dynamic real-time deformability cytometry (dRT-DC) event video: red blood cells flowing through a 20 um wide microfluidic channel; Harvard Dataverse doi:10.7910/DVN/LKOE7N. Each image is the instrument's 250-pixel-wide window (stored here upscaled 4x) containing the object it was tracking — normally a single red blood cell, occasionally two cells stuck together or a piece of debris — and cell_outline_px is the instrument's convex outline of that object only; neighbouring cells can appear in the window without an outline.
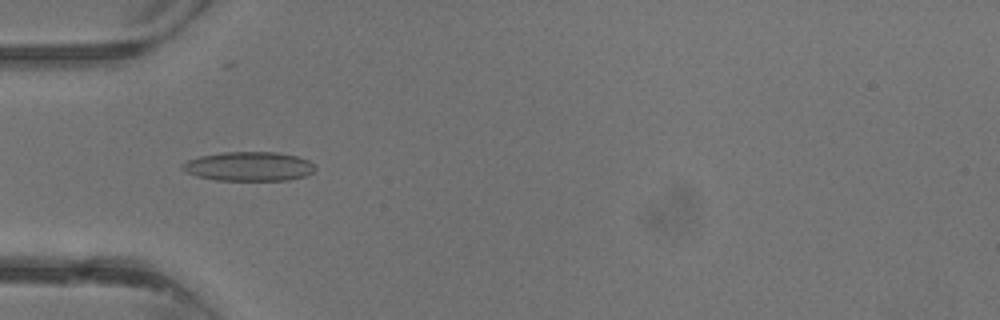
{"species": "common noctule bat (a hibernating species)", "species_latin": "Nyctalus noctula", "temperature_condition": "warm", "stored_images_in_passage": 39, "camera_frame_rate_fps": 3000, "um_per_image_px": 0.085, "animal": {"sex": "male", "body_mass_g": 13.3}, "frame": {"image": 1, "passage_image": 13, "time_ms": 4.0, "image_size_px": [1000, 320], "cell_outline_px": [[316, 168], [312, 172], [304, 176], [288, 180], [216, 180], [196, 176], [180, 168], [180, 164], [188, 160], [200, 156], [224, 152], [276, 152], [296, 156], [308, 160]], "centroid_in_image_um": [21.13, 14.14], "position_along_channel_um": 63.9, "area_um2": 22.48}}
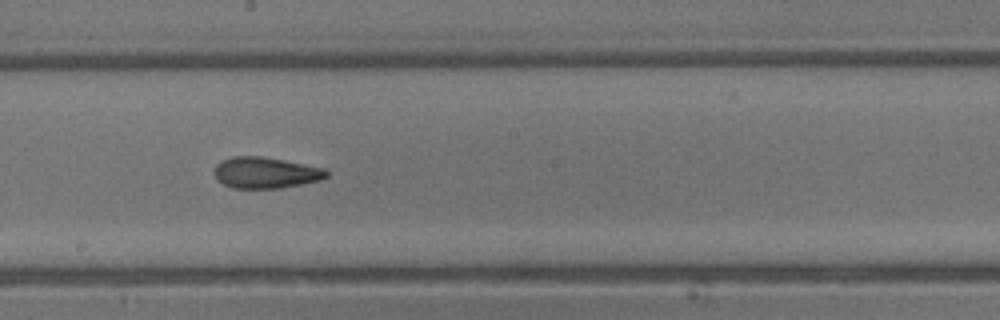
{"frame": {"image": 2, "passage_image": 22, "time_ms": 7.0, "image_size_px": [1000, 320], "cell_outline_px": [[328, 176], [320, 180], [280, 188], [232, 188], [216, 180], [216, 164], [220, 160], [232, 156], [260, 156], [284, 160], [324, 168], [328, 172]], "centroid_in_image_um": [22.56, 14.67], "position_along_channel_um": 225.6, "area_um2": 20.29}}
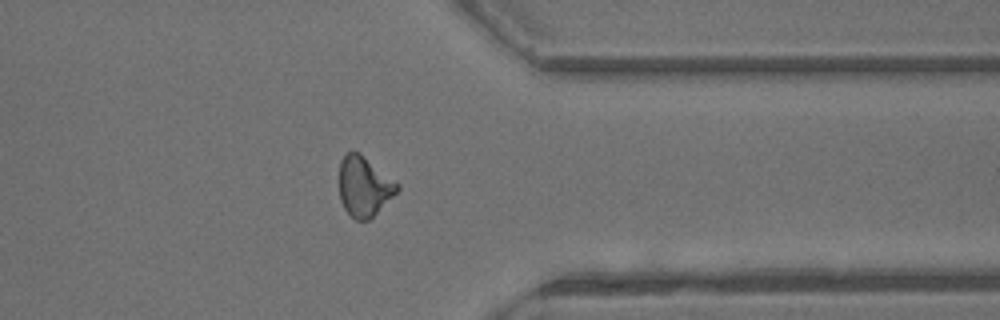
{"frame": {"image": 3, "passage_image": 31, "time_ms": 10.0, "image_size_px": [1000, 320], "cell_outline_px": [[400, 188], [368, 220], [356, 220], [344, 208], [340, 200], [336, 180], [340, 160], [348, 152], [360, 152], [400, 184]], "centroid_in_image_um": [30.89, 15.8], "position_along_channel_um": 380.5, "area_um2": 20.52}}